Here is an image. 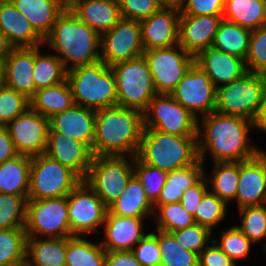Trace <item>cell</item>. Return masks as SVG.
<instances>
[{"instance_id":"50","label":"cell","mask_w":266,"mask_h":266,"mask_svg":"<svg viewBox=\"0 0 266 266\" xmlns=\"http://www.w3.org/2000/svg\"><path fill=\"white\" fill-rule=\"evenodd\" d=\"M156 231L147 233L132 249L142 266H160L162 254L158 245V229Z\"/></svg>"},{"instance_id":"11","label":"cell","mask_w":266,"mask_h":266,"mask_svg":"<svg viewBox=\"0 0 266 266\" xmlns=\"http://www.w3.org/2000/svg\"><path fill=\"white\" fill-rule=\"evenodd\" d=\"M144 129L177 136H197L198 119L170 94H156L143 112Z\"/></svg>"},{"instance_id":"23","label":"cell","mask_w":266,"mask_h":266,"mask_svg":"<svg viewBox=\"0 0 266 266\" xmlns=\"http://www.w3.org/2000/svg\"><path fill=\"white\" fill-rule=\"evenodd\" d=\"M49 133H60L86 144L91 150L95 137V111L73 105L50 118Z\"/></svg>"},{"instance_id":"18","label":"cell","mask_w":266,"mask_h":266,"mask_svg":"<svg viewBox=\"0 0 266 266\" xmlns=\"http://www.w3.org/2000/svg\"><path fill=\"white\" fill-rule=\"evenodd\" d=\"M235 200L238 209L266 204L265 151L261 150L255 157L239 162V181Z\"/></svg>"},{"instance_id":"58","label":"cell","mask_w":266,"mask_h":266,"mask_svg":"<svg viewBox=\"0 0 266 266\" xmlns=\"http://www.w3.org/2000/svg\"><path fill=\"white\" fill-rule=\"evenodd\" d=\"M5 86L4 65L0 63V89Z\"/></svg>"},{"instance_id":"59","label":"cell","mask_w":266,"mask_h":266,"mask_svg":"<svg viewBox=\"0 0 266 266\" xmlns=\"http://www.w3.org/2000/svg\"><path fill=\"white\" fill-rule=\"evenodd\" d=\"M166 3H178L179 0H164Z\"/></svg>"},{"instance_id":"40","label":"cell","mask_w":266,"mask_h":266,"mask_svg":"<svg viewBox=\"0 0 266 266\" xmlns=\"http://www.w3.org/2000/svg\"><path fill=\"white\" fill-rule=\"evenodd\" d=\"M27 196L0 193V230L24 229Z\"/></svg>"},{"instance_id":"46","label":"cell","mask_w":266,"mask_h":266,"mask_svg":"<svg viewBox=\"0 0 266 266\" xmlns=\"http://www.w3.org/2000/svg\"><path fill=\"white\" fill-rule=\"evenodd\" d=\"M30 108V99L6 86L0 89V126H6L15 117Z\"/></svg>"},{"instance_id":"32","label":"cell","mask_w":266,"mask_h":266,"mask_svg":"<svg viewBox=\"0 0 266 266\" xmlns=\"http://www.w3.org/2000/svg\"><path fill=\"white\" fill-rule=\"evenodd\" d=\"M31 157L17 155L0 164V193L28 195Z\"/></svg>"},{"instance_id":"21","label":"cell","mask_w":266,"mask_h":266,"mask_svg":"<svg viewBox=\"0 0 266 266\" xmlns=\"http://www.w3.org/2000/svg\"><path fill=\"white\" fill-rule=\"evenodd\" d=\"M197 64L216 88L243 77L248 71L245 60L209 47L195 56Z\"/></svg>"},{"instance_id":"37","label":"cell","mask_w":266,"mask_h":266,"mask_svg":"<svg viewBox=\"0 0 266 266\" xmlns=\"http://www.w3.org/2000/svg\"><path fill=\"white\" fill-rule=\"evenodd\" d=\"M212 168L211 190L227 204L235 200L239 181V162H215Z\"/></svg>"},{"instance_id":"8","label":"cell","mask_w":266,"mask_h":266,"mask_svg":"<svg viewBox=\"0 0 266 266\" xmlns=\"http://www.w3.org/2000/svg\"><path fill=\"white\" fill-rule=\"evenodd\" d=\"M82 179L46 154L31 157L28 200L67 196Z\"/></svg>"},{"instance_id":"55","label":"cell","mask_w":266,"mask_h":266,"mask_svg":"<svg viewBox=\"0 0 266 266\" xmlns=\"http://www.w3.org/2000/svg\"><path fill=\"white\" fill-rule=\"evenodd\" d=\"M19 155L6 126H0V164Z\"/></svg>"},{"instance_id":"16","label":"cell","mask_w":266,"mask_h":266,"mask_svg":"<svg viewBox=\"0 0 266 266\" xmlns=\"http://www.w3.org/2000/svg\"><path fill=\"white\" fill-rule=\"evenodd\" d=\"M6 128L19 154L34 157L45 153L50 119L29 108L10 121Z\"/></svg>"},{"instance_id":"9","label":"cell","mask_w":266,"mask_h":266,"mask_svg":"<svg viewBox=\"0 0 266 266\" xmlns=\"http://www.w3.org/2000/svg\"><path fill=\"white\" fill-rule=\"evenodd\" d=\"M133 175L134 156H94L84 181L109 207Z\"/></svg>"},{"instance_id":"39","label":"cell","mask_w":266,"mask_h":266,"mask_svg":"<svg viewBox=\"0 0 266 266\" xmlns=\"http://www.w3.org/2000/svg\"><path fill=\"white\" fill-rule=\"evenodd\" d=\"M160 266H199V254L182 248L171 233L158 230Z\"/></svg>"},{"instance_id":"49","label":"cell","mask_w":266,"mask_h":266,"mask_svg":"<svg viewBox=\"0 0 266 266\" xmlns=\"http://www.w3.org/2000/svg\"><path fill=\"white\" fill-rule=\"evenodd\" d=\"M123 19L141 22L166 4L164 0H118Z\"/></svg>"},{"instance_id":"36","label":"cell","mask_w":266,"mask_h":266,"mask_svg":"<svg viewBox=\"0 0 266 266\" xmlns=\"http://www.w3.org/2000/svg\"><path fill=\"white\" fill-rule=\"evenodd\" d=\"M41 46L35 47L33 78L36 90L57 85L67 79V70L54 54H42Z\"/></svg>"},{"instance_id":"27","label":"cell","mask_w":266,"mask_h":266,"mask_svg":"<svg viewBox=\"0 0 266 266\" xmlns=\"http://www.w3.org/2000/svg\"><path fill=\"white\" fill-rule=\"evenodd\" d=\"M30 22L35 32L44 40L60 14L67 7V0H9Z\"/></svg>"},{"instance_id":"28","label":"cell","mask_w":266,"mask_h":266,"mask_svg":"<svg viewBox=\"0 0 266 266\" xmlns=\"http://www.w3.org/2000/svg\"><path fill=\"white\" fill-rule=\"evenodd\" d=\"M108 210L120 217L148 218L154 214V205L146 197L141 182L133 175Z\"/></svg>"},{"instance_id":"48","label":"cell","mask_w":266,"mask_h":266,"mask_svg":"<svg viewBox=\"0 0 266 266\" xmlns=\"http://www.w3.org/2000/svg\"><path fill=\"white\" fill-rule=\"evenodd\" d=\"M171 234L182 248L194 251L197 254H200L208 246V242H213V239H211L212 232L197 223L171 232Z\"/></svg>"},{"instance_id":"2","label":"cell","mask_w":266,"mask_h":266,"mask_svg":"<svg viewBox=\"0 0 266 266\" xmlns=\"http://www.w3.org/2000/svg\"><path fill=\"white\" fill-rule=\"evenodd\" d=\"M144 131L143 112L114 106L95 111L93 156H136Z\"/></svg>"},{"instance_id":"10","label":"cell","mask_w":266,"mask_h":266,"mask_svg":"<svg viewBox=\"0 0 266 266\" xmlns=\"http://www.w3.org/2000/svg\"><path fill=\"white\" fill-rule=\"evenodd\" d=\"M24 229L27 238L71 237L67 196L27 200Z\"/></svg>"},{"instance_id":"47","label":"cell","mask_w":266,"mask_h":266,"mask_svg":"<svg viewBox=\"0 0 266 266\" xmlns=\"http://www.w3.org/2000/svg\"><path fill=\"white\" fill-rule=\"evenodd\" d=\"M245 64L249 73L266 75V26L252 30Z\"/></svg>"},{"instance_id":"30","label":"cell","mask_w":266,"mask_h":266,"mask_svg":"<svg viewBox=\"0 0 266 266\" xmlns=\"http://www.w3.org/2000/svg\"><path fill=\"white\" fill-rule=\"evenodd\" d=\"M204 175V163L200 159L195 164L168 172L166 183L153 205L180 202L183 192L197 184Z\"/></svg>"},{"instance_id":"6","label":"cell","mask_w":266,"mask_h":266,"mask_svg":"<svg viewBox=\"0 0 266 266\" xmlns=\"http://www.w3.org/2000/svg\"><path fill=\"white\" fill-rule=\"evenodd\" d=\"M116 83L117 106L144 112L157 94L144 56L110 66Z\"/></svg>"},{"instance_id":"3","label":"cell","mask_w":266,"mask_h":266,"mask_svg":"<svg viewBox=\"0 0 266 266\" xmlns=\"http://www.w3.org/2000/svg\"><path fill=\"white\" fill-rule=\"evenodd\" d=\"M100 43L101 35L82 22L68 6L44 39V44L58 53L55 55L67 71L100 61Z\"/></svg>"},{"instance_id":"29","label":"cell","mask_w":266,"mask_h":266,"mask_svg":"<svg viewBox=\"0 0 266 266\" xmlns=\"http://www.w3.org/2000/svg\"><path fill=\"white\" fill-rule=\"evenodd\" d=\"M67 237L27 238L25 266H65Z\"/></svg>"},{"instance_id":"35","label":"cell","mask_w":266,"mask_h":266,"mask_svg":"<svg viewBox=\"0 0 266 266\" xmlns=\"http://www.w3.org/2000/svg\"><path fill=\"white\" fill-rule=\"evenodd\" d=\"M105 258L100 242H90L85 236L67 237L65 266H104Z\"/></svg>"},{"instance_id":"42","label":"cell","mask_w":266,"mask_h":266,"mask_svg":"<svg viewBox=\"0 0 266 266\" xmlns=\"http://www.w3.org/2000/svg\"><path fill=\"white\" fill-rule=\"evenodd\" d=\"M241 224L236 227L253 243L263 241L266 248V204L238 209Z\"/></svg>"},{"instance_id":"20","label":"cell","mask_w":266,"mask_h":266,"mask_svg":"<svg viewBox=\"0 0 266 266\" xmlns=\"http://www.w3.org/2000/svg\"><path fill=\"white\" fill-rule=\"evenodd\" d=\"M44 154L70 168L82 180L86 178L94 157L86 144L60 133H48Z\"/></svg>"},{"instance_id":"38","label":"cell","mask_w":266,"mask_h":266,"mask_svg":"<svg viewBox=\"0 0 266 266\" xmlns=\"http://www.w3.org/2000/svg\"><path fill=\"white\" fill-rule=\"evenodd\" d=\"M26 250L25 229L0 230V266H25Z\"/></svg>"},{"instance_id":"22","label":"cell","mask_w":266,"mask_h":266,"mask_svg":"<svg viewBox=\"0 0 266 266\" xmlns=\"http://www.w3.org/2000/svg\"><path fill=\"white\" fill-rule=\"evenodd\" d=\"M147 218L120 217L107 211L103 224L105 236L101 246L106 252L132 251L135 245L147 235L143 231V221Z\"/></svg>"},{"instance_id":"53","label":"cell","mask_w":266,"mask_h":266,"mask_svg":"<svg viewBox=\"0 0 266 266\" xmlns=\"http://www.w3.org/2000/svg\"><path fill=\"white\" fill-rule=\"evenodd\" d=\"M199 254V266H237L214 242Z\"/></svg>"},{"instance_id":"57","label":"cell","mask_w":266,"mask_h":266,"mask_svg":"<svg viewBox=\"0 0 266 266\" xmlns=\"http://www.w3.org/2000/svg\"><path fill=\"white\" fill-rule=\"evenodd\" d=\"M14 46L9 42L6 35L0 30V63L12 52Z\"/></svg>"},{"instance_id":"15","label":"cell","mask_w":266,"mask_h":266,"mask_svg":"<svg viewBox=\"0 0 266 266\" xmlns=\"http://www.w3.org/2000/svg\"><path fill=\"white\" fill-rule=\"evenodd\" d=\"M216 89L207 74L194 63L170 95L199 119L198 113L203 117L215 111Z\"/></svg>"},{"instance_id":"24","label":"cell","mask_w":266,"mask_h":266,"mask_svg":"<svg viewBox=\"0 0 266 266\" xmlns=\"http://www.w3.org/2000/svg\"><path fill=\"white\" fill-rule=\"evenodd\" d=\"M3 65L5 86L30 99L36 91L33 78L35 47L14 48Z\"/></svg>"},{"instance_id":"44","label":"cell","mask_w":266,"mask_h":266,"mask_svg":"<svg viewBox=\"0 0 266 266\" xmlns=\"http://www.w3.org/2000/svg\"><path fill=\"white\" fill-rule=\"evenodd\" d=\"M227 205L216 194L208 191L203 196L193 216L195 223L212 232V229L226 217Z\"/></svg>"},{"instance_id":"51","label":"cell","mask_w":266,"mask_h":266,"mask_svg":"<svg viewBox=\"0 0 266 266\" xmlns=\"http://www.w3.org/2000/svg\"><path fill=\"white\" fill-rule=\"evenodd\" d=\"M180 14L223 16L225 0H179Z\"/></svg>"},{"instance_id":"34","label":"cell","mask_w":266,"mask_h":266,"mask_svg":"<svg viewBox=\"0 0 266 266\" xmlns=\"http://www.w3.org/2000/svg\"><path fill=\"white\" fill-rule=\"evenodd\" d=\"M251 32L248 28L223 19L211 47L245 60L249 52Z\"/></svg>"},{"instance_id":"33","label":"cell","mask_w":266,"mask_h":266,"mask_svg":"<svg viewBox=\"0 0 266 266\" xmlns=\"http://www.w3.org/2000/svg\"><path fill=\"white\" fill-rule=\"evenodd\" d=\"M223 19L250 30L266 26V0H225Z\"/></svg>"},{"instance_id":"25","label":"cell","mask_w":266,"mask_h":266,"mask_svg":"<svg viewBox=\"0 0 266 266\" xmlns=\"http://www.w3.org/2000/svg\"><path fill=\"white\" fill-rule=\"evenodd\" d=\"M67 6L100 35L121 20L118 0H67Z\"/></svg>"},{"instance_id":"7","label":"cell","mask_w":266,"mask_h":266,"mask_svg":"<svg viewBox=\"0 0 266 266\" xmlns=\"http://www.w3.org/2000/svg\"><path fill=\"white\" fill-rule=\"evenodd\" d=\"M266 88V75L247 72L216 89L215 112L254 120Z\"/></svg>"},{"instance_id":"13","label":"cell","mask_w":266,"mask_h":266,"mask_svg":"<svg viewBox=\"0 0 266 266\" xmlns=\"http://www.w3.org/2000/svg\"><path fill=\"white\" fill-rule=\"evenodd\" d=\"M67 203L71 237L94 234L104 224L108 207L84 180L67 195Z\"/></svg>"},{"instance_id":"14","label":"cell","mask_w":266,"mask_h":266,"mask_svg":"<svg viewBox=\"0 0 266 266\" xmlns=\"http://www.w3.org/2000/svg\"><path fill=\"white\" fill-rule=\"evenodd\" d=\"M100 47L101 60L109 67L142 56L144 46L140 22L121 18L101 34Z\"/></svg>"},{"instance_id":"26","label":"cell","mask_w":266,"mask_h":266,"mask_svg":"<svg viewBox=\"0 0 266 266\" xmlns=\"http://www.w3.org/2000/svg\"><path fill=\"white\" fill-rule=\"evenodd\" d=\"M0 30L14 48L38 47L44 40L35 32L27 18L9 0H0Z\"/></svg>"},{"instance_id":"12","label":"cell","mask_w":266,"mask_h":266,"mask_svg":"<svg viewBox=\"0 0 266 266\" xmlns=\"http://www.w3.org/2000/svg\"><path fill=\"white\" fill-rule=\"evenodd\" d=\"M157 94H171L195 63V56L179 44L169 48L144 50Z\"/></svg>"},{"instance_id":"5","label":"cell","mask_w":266,"mask_h":266,"mask_svg":"<svg viewBox=\"0 0 266 266\" xmlns=\"http://www.w3.org/2000/svg\"><path fill=\"white\" fill-rule=\"evenodd\" d=\"M73 101L94 111L117 106L114 74L102 60L67 71Z\"/></svg>"},{"instance_id":"31","label":"cell","mask_w":266,"mask_h":266,"mask_svg":"<svg viewBox=\"0 0 266 266\" xmlns=\"http://www.w3.org/2000/svg\"><path fill=\"white\" fill-rule=\"evenodd\" d=\"M73 105L72 90L67 79L57 85L36 90L30 98V108L48 119Z\"/></svg>"},{"instance_id":"52","label":"cell","mask_w":266,"mask_h":266,"mask_svg":"<svg viewBox=\"0 0 266 266\" xmlns=\"http://www.w3.org/2000/svg\"><path fill=\"white\" fill-rule=\"evenodd\" d=\"M208 191L209 183H207V177L204 175V177L197 184L183 192L180 200L182 207L189 214L194 216L200 201Z\"/></svg>"},{"instance_id":"43","label":"cell","mask_w":266,"mask_h":266,"mask_svg":"<svg viewBox=\"0 0 266 266\" xmlns=\"http://www.w3.org/2000/svg\"><path fill=\"white\" fill-rule=\"evenodd\" d=\"M167 171L147 165L134 157V175L141 182L146 197L154 204L166 183Z\"/></svg>"},{"instance_id":"17","label":"cell","mask_w":266,"mask_h":266,"mask_svg":"<svg viewBox=\"0 0 266 266\" xmlns=\"http://www.w3.org/2000/svg\"><path fill=\"white\" fill-rule=\"evenodd\" d=\"M180 8L166 3L140 22L144 50L169 48L179 44Z\"/></svg>"},{"instance_id":"41","label":"cell","mask_w":266,"mask_h":266,"mask_svg":"<svg viewBox=\"0 0 266 266\" xmlns=\"http://www.w3.org/2000/svg\"><path fill=\"white\" fill-rule=\"evenodd\" d=\"M156 229L163 232H175L195 223L194 217L189 214L180 202L165 205H154Z\"/></svg>"},{"instance_id":"19","label":"cell","mask_w":266,"mask_h":266,"mask_svg":"<svg viewBox=\"0 0 266 266\" xmlns=\"http://www.w3.org/2000/svg\"><path fill=\"white\" fill-rule=\"evenodd\" d=\"M223 16L180 14L179 45L196 56L212 46Z\"/></svg>"},{"instance_id":"56","label":"cell","mask_w":266,"mask_h":266,"mask_svg":"<svg viewBox=\"0 0 266 266\" xmlns=\"http://www.w3.org/2000/svg\"><path fill=\"white\" fill-rule=\"evenodd\" d=\"M254 129L266 132V88L258 112L253 120Z\"/></svg>"},{"instance_id":"1","label":"cell","mask_w":266,"mask_h":266,"mask_svg":"<svg viewBox=\"0 0 266 266\" xmlns=\"http://www.w3.org/2000/svg\"><path fill=\"white\" fill-rule=\"evenodd\" d=\"M201 118L198 119L197 143L198 154L203 163L207 151L211 153L213 163L241 162L255 157L261 151L250 144L252 120L215 111Z\"/></svg>"},{"instance_id":"45","label":"cell","mask_w":266,"mask_h":266,"mask_svg":"<svg viewBox=\"0 0 266 266\" xmlns=\"http://www.w3.org/2000/svg\"><path fill=\"white\" fill-rule=\"evenodd\" d=\"M220 241L213 238L214 244L219 247L236 264L250 254L253 243L236 227L231 226L220 233ZM218 241V242H217Z\"/></svg>"},{"instance_id":"54","label":"cell","mask_w":266,"mask_h":266,"mask_svg":"<svg viewBox=\"0 0 266 266\" xmlns=\"http://www.w3.org/2000/svg\"><path fill=\"white\" fill-rule=\"evenodd\" d=\"M104 266H142L132 251L106 252Z\"/></svg>"},{"instance_id":"4","label":"cell","mask_w":266,"mask_h":266,"mask_svg":"<svg viewBox=\"0 0 266 266\" xmlns=\"http://www.w3.org/2000/svg\"><path fill=\"white\" fill-rule=\"evenodd\" d=\"M136 157L167 172L195 164L200 159L197 136H177L144 129Z\"/></svg>"}]
</instances>
